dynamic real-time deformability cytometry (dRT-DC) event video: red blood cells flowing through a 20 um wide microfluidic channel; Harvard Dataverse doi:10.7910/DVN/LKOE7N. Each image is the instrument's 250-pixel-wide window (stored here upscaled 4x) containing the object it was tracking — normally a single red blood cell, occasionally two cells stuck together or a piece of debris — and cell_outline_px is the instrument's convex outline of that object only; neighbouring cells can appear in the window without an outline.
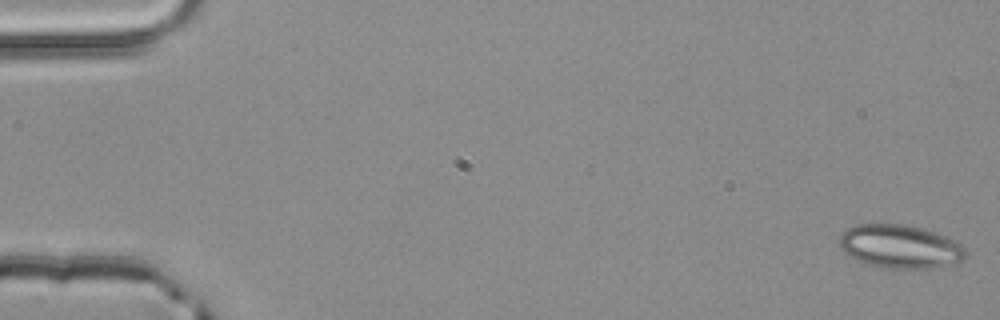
{"species": "common noctule bat (a hibernating species)", "species_latin": "Nyctalus noctula", "temperature_condition": "room temperature", "stored_images_in_passage": 5, "camera_frame_rate_fps": 3000, "um_per_image_px": 0.085, "animal": {"sex": "male", "body_mass_g": 20.4}, "frame": {"image": 1, "passage_image": 1, "time_ms": 0.0, "image_size_px": [1000, 320], "cell_outline_px": [[964, 256], [960, 260], [928, 268], [888, 268], [868, 264], [844, 252], [840, 248], [840, 236], [848, 228], [856, 224], [904, 224], [936, 232], [960, 244], [964, 248]], "centroid_in_image_um": [76.45, 20.93], "position_along_channel_um": 8.6, "area_um2": 31.1}}